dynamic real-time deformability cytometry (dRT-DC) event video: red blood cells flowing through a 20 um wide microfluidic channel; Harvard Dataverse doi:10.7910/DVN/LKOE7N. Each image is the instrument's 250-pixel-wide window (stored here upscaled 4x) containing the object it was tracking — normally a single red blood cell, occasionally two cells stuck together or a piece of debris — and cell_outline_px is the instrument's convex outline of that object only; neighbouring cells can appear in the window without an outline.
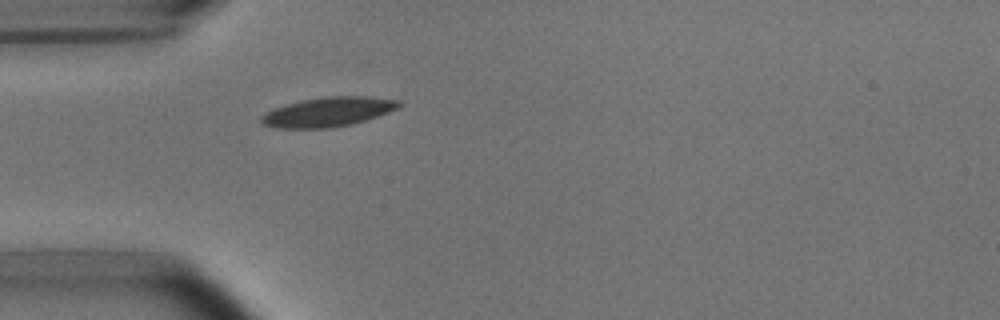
{"species": "common noctule bat (a hibernating species)", "species_latin": "Nyctalus noctula", "temperature_condition": "room temperature", "stored_images_in_passage": 1, "camera_frame_rate_fps": 3000, "um_per_image_px": 0.085, "animal": {"sex": "male", "body_mass_g": 15.6}, "frame": {"image": 1, "passage_image": 1, "time_ms": 0.0, "image_size_px": [1000, 320], "cell_outline_px": [[404, 104], [388, 112], [352, 124], [328, 128], [280, 128], [264, 124], [260, 120], [260, 116], [276, 108], [300, 100], [328, 96], [368, 96], [400, 100]], "centroid_in_image_um": [27.93, 9.5], "position_along_channel_um": 57.1, "area_um2": 23.35}}